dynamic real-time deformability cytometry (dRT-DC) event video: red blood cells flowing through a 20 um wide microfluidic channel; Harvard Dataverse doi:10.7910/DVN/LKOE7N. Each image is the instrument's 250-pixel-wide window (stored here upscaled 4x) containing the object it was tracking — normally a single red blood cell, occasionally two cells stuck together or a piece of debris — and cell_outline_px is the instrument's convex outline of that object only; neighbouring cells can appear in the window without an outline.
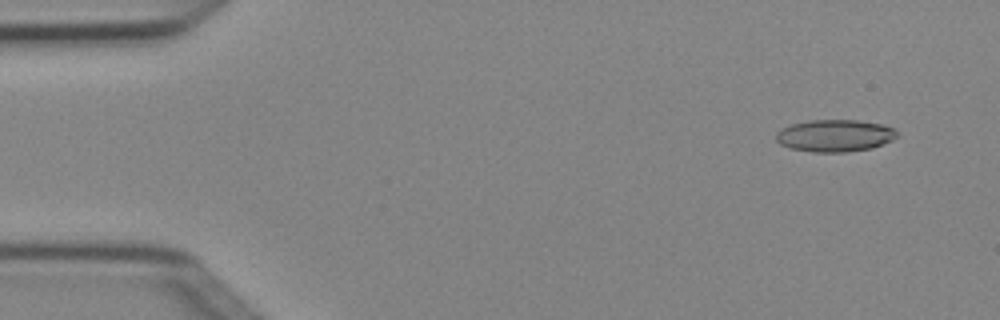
{"species": "Egyptian fruit bat (a non-hibernating species)", "species_latin": "Rousettus aegyptiacus", "temperature_condition": "cold", "stored_images_in_passage": 3, "camera_frame_rate_fps": 3000, "um_per_image_px": 0.085, "animal": {"sex": "female"}, "frame": {"image": 1, "passage_image": 1, "time_ms": 0.0, "image_size_px": [1000, 320], "cell_outline_px": [[900, 136], [892, 140], [872, 148], [844, 152], [812, 152], [792, 148], [780, 144], [776, 140], [776, 132], [780, 128], [792, 124], [808, 120], [860, 120], [884, 124], [900, 132]], "centroid_in_image_um": [70.99, 11.52], "position_along_channel_um": 14.0, "area_um2": 22.89}}